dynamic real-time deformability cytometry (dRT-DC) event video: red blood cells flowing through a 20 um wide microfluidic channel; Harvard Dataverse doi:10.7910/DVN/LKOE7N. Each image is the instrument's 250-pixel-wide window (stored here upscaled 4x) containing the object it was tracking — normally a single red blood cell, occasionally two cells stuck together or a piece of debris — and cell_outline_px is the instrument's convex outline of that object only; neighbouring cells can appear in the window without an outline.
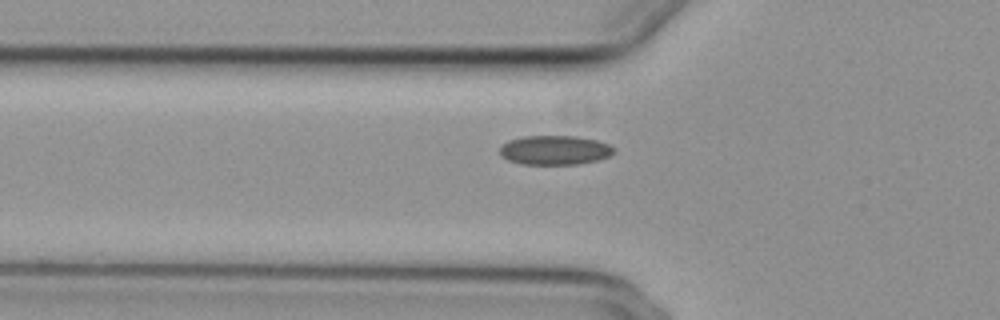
{"species": "common noctule bat (a hibernating species)", "species_latin": "Nyctalus noctula", "temperature_condition": "cold", "stored_images_in_passage": 39, "camera_frame_rate_fps": 3000, "um_per_image_px": 0.085, "animal": {"sex": "female", "body_mass_g": 29.2, "forearm_length_mm": 56.3}, "frame": {"image": 1, "passage_image": 8, "time_ms": 2.333, "image_size_px": [1000, 320], "cell_outline_px": [[616, 152], [608, 156], [596, 160], [576, 164], [524, 164], [508, 160], [500, 156], [500, 148], [508, 140], [524, 136], [576, 136], [596, 140], [608, 144], [616, 148]], "centroid_in_image_um": [47.16, 12.75], "position_along_channel_um": 78.6, "area_um2": 19.42}}
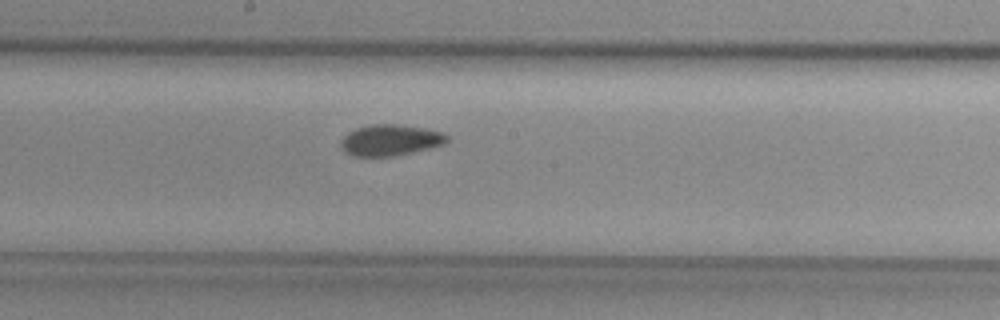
{"frame": {"image": 2, "passage_image": 19, "time_ms": 6.0, "image_size_px": [1000, 320], "cell_outline_px": [[448, 140], [444, 144], [428, 148], [392, 156], [352, 156], [344, 152], [340, 148], [340, 140], [348, 132], [356, 128], [372, 124], [396, 124], [424, 128], [444, 132], [448, 136]], "centroid_in_image_um": [33.13, 11.9], "position_along_channel_um": 215.1, "area_um2": 19.25}}
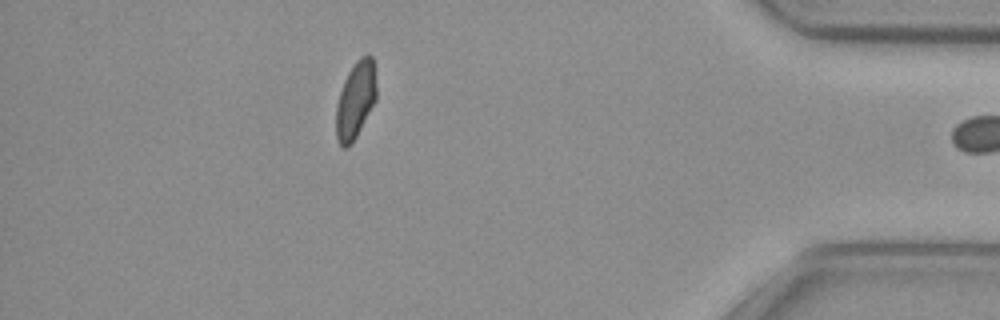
{"frame": {"image": 3, "passage_image": 38, "time_ms": 12.333, "image_size_px": [1000, 320], "cell_outline_px": [[376, 100], [356, 136], [348, 148], [344, 148], [340, 144], [336, 136], [336, 108], [340, 92], [344, 80], [348, 72], [356, 60], [360, 56], [368, 52], [372, 56], [376, 84]], "centroid_in_image_um": [30.22, 8.47], "position_along_channel_um": 405.0, "area_um2": 18.03}}